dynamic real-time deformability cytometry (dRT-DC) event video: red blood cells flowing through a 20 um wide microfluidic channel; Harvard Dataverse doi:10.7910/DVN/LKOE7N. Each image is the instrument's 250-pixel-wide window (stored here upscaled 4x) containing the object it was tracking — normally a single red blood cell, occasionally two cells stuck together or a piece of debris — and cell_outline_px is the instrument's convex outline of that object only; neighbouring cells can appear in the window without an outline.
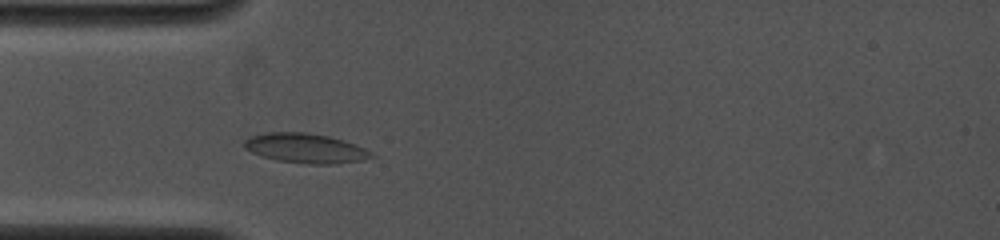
{"species": "common noctule bat (a hibernating species)", "species_latin": "Nyctalus noctula", "temperature_condition": "cold", "stored_images_in_passage": 43, "camera_frame_rate_fps": 4000, "um_per_image_px": 0.085, "animal": {"sex": "female", "body_mass_g": 19.0, "forearm_length_mm": 53.3}, "frame": {"image": 1, "passage_image": 1, "time_ms": 0.0, "image_size_px": [1000, 240], "cell_outline_px": [[376, 156], [364, 160], [332, 164], [308, 164], [276, 160], [260, 156], [244, 148], [244, 140], [252, 136], [264, 132], [304, 132], [328, 136], [344, 140], [356, 144], [372, 152]], "centroid_in_image_um": [25.98, 12.6], "position_along_channel_um": 59.0, "area_um2": 22.08}}
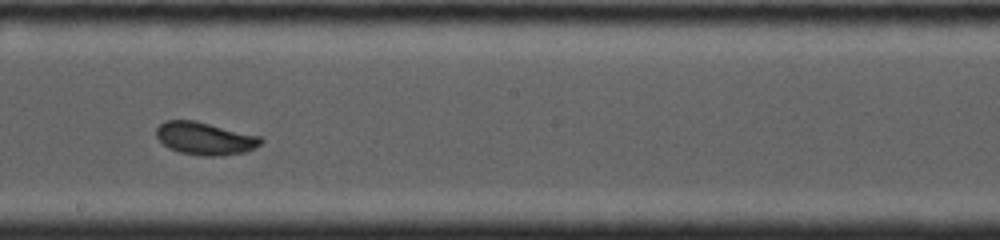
{"frame": {"image": 2, "passage_image": 19, "time_ms": 4.25, "image_size_px": [1000, 240], "cell_outline_px": [[264, 140], [260, 144], [244, 152], [220, 156], [204, 156], [180, 152], [168, 148], [156, 136], [156, 128], [164, 120], [196, 120], [260, 136]], "centroid_in_image_um": [17.4, 11.76], "position_along_channel_um": 230.8, "area_um2": 19.88}}
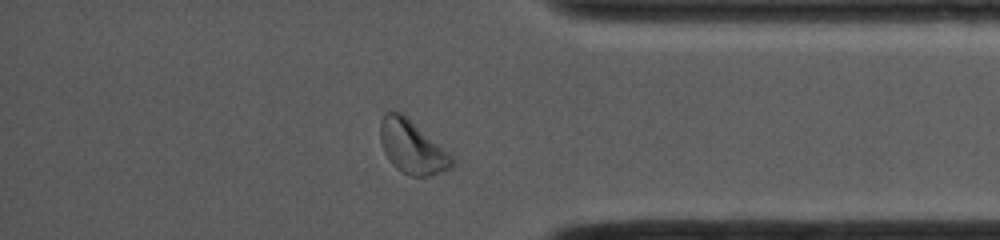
{"frame": {"image": 3, "passage_image": 37, "time_ms": 8.5, "image_size_px": [1000, 240], "cell_outline_px": [[456, 164], [452, 168], [444, 172], [428, 176], [412, 176], [400, 172], [392, 164], [384, 152], [380, 140], [380, 120], [388, 112], [400, 112], [408, 116], [448, 152], [456, 160]], "centroid_in_image_um": [35.06, 12.51], "position_along_channel_um": 400.1, "area_um2": 22.48}, "authors_computed_cell_mechanics": {"area_um2": 20.23, "velocity_mm_per_s": 4.0791, "shape_relaxation_time_tau1_ms": 2.0687, "shape_relaxation_time_tau2_ms": 1.6924, "deformation_change_tau1": 0.0877, "deformation_change_tau2": 0.0619}}